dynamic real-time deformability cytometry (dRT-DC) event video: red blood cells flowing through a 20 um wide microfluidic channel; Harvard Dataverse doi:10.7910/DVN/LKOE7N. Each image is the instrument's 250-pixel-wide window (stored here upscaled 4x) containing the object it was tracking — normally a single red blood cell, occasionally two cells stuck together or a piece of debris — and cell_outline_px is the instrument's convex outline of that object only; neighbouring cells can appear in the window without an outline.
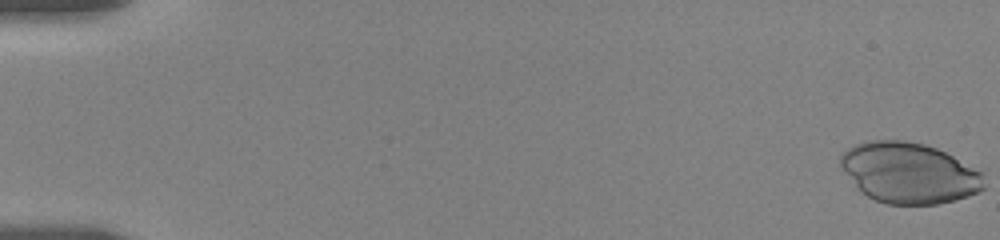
{"species": "human", "species_latin": "Homo sapiens", "temperature_condition": "room temperature", "stored_images_in_passage": 66, "camera_frame_rate_fps": 3000, "um_per_image_px": 0.085, "donor": {"sex": "female"}, "frame": {"image": 1, "passage_image": 1, "time_ms": 0.0, "image_size_px": [1000, 240], "cell_outline_px": [[984, 188], [980, 192], [956, 200], [940, 204], [888, 204], [876, 200], [860, 192], [856, 188], [840, 164], [840, 156], [848, 148], [856, 144], [868, 140], [904, 140], [924, 144], [936, 148], [984, 172]], "centroid_in_image_um": [77.29, 14.7], "position_along_channel_um": 7.7, "area_um2": 50.86}}